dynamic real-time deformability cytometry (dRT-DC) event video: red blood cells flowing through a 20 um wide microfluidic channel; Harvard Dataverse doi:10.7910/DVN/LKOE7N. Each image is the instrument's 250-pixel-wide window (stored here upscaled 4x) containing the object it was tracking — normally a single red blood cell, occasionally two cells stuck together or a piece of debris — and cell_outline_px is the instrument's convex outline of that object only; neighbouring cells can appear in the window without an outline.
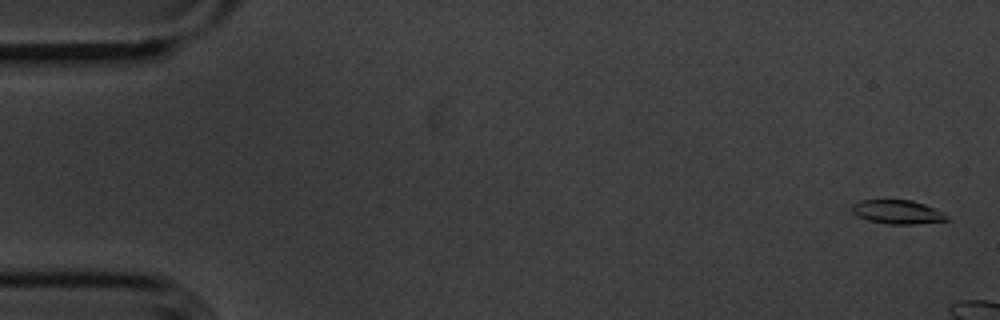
{"species": "common noctule bat (a hibernating species)", "species_latin": "Nyctalus noctula", "temperature_condition": "cold", "stored_images_in_passage": 9, "camera_frame_rate_fps": 3000, "um_per_image_px": 0.085, "animal": {"sex": "male", "body_mass_g": 20.1, "forearm_length_mm": 53.5}, "frame": {"image": 1, "passage_image": 2, "time_ms": 0.333, "image_size_px": [1000, 320], "cell_outline_px": [[952, 220], [916, 224], [888, 224], [868, 220], [856, 216], [852, 212], [852, 204], [860, 200], [912, 200], [924, 204], [944, 212]], "centroid_in_image_um": [76.31, 18.02], "position_along_channel_um": 8.7, "area_um2": 13.35}}